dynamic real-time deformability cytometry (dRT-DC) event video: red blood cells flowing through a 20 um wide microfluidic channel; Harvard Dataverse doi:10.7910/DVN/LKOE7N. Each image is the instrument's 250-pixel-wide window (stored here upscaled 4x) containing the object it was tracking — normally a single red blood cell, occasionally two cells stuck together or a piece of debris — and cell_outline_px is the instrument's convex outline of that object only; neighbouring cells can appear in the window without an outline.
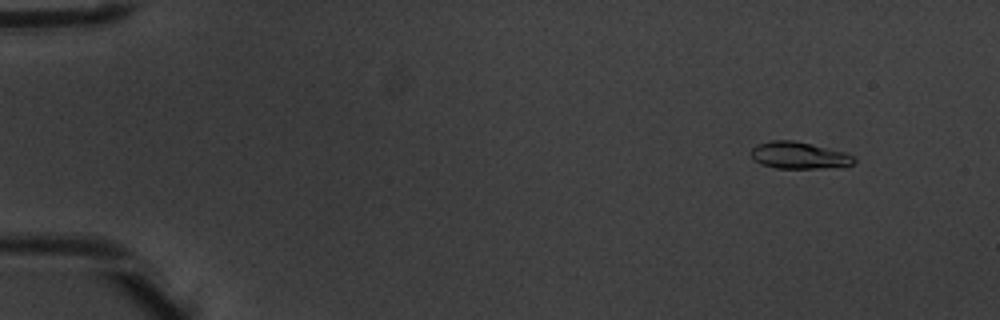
{"species": "common noctule bat (a hibernating species)", "species_latin": "Nyctalus noctula", "temperature_condition": "warm", "stored_images_in_passage": 5, "camera_frame_rate_fps": 3000, "um_per_image_px": 0.085, "animal": {"sex": "male", "body_mass_g": 20.1, "forearm_length_mm": 53.5}, "frame": {"image": 1, "passage_image": 2, "time_ms": 0.333, "image_size_px": [1000, 320], "cell_outline_px": [[856, 160], [852, 164], [840, 168], [776, 168], [760, 164], [752, 156], [752, 148], [756, 144], [772, 140], [792, 140], [812, 144], [844, 152], [856, 156]], "centroid_in_image_um": [67.96, 13.21], "position_along_channel_um": 17.0, "area_um2": 16.24}}
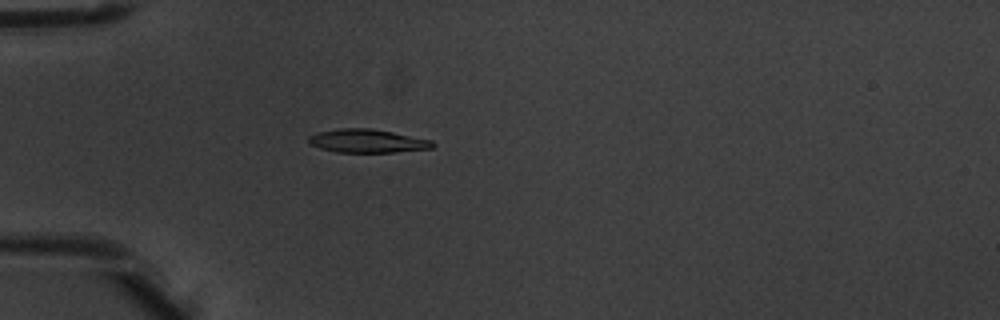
{"frame": {"image": 2, "passage_image": 5, "time_ms": 1.333, "image_size_px": [1000, 320], "cell_outline_px": [[436, 144], [432, 148], [392, 152], [336, 152], [320, 148], [308, 144], [308, 136], [316, 132], [340, 128], [368, 128], [392, 132], [432, 140]], "centroid_in_image_um": [31.18, 11.98], "position_along_channel_um": 53.8, "area_um2": 16.94}}